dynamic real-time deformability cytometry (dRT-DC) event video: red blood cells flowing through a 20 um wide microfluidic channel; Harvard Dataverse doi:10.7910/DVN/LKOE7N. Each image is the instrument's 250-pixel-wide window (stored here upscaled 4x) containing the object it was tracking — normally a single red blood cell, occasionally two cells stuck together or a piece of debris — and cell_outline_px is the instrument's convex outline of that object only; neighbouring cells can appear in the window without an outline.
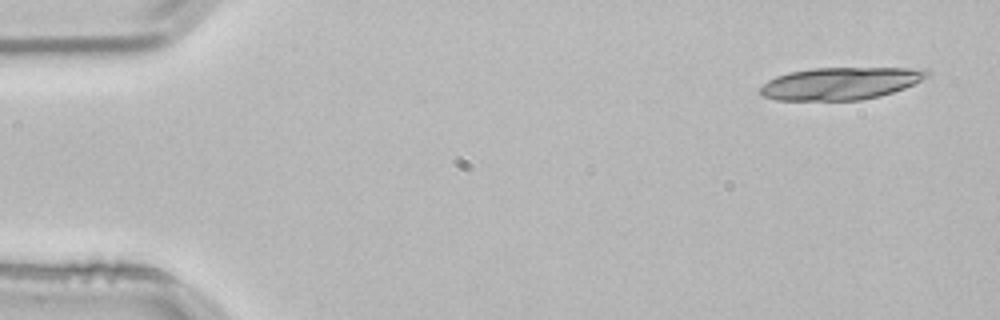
{"species": "common noctule bat (a hibernating species)", "species_latin": "Nyctalus noctula", "temperature_condition": "room temperature", "stored_images_in_passage": 4, "camera_frame_rate_fps": 3000, "um_per_image_px": 0.085, "animal": {"sex": "male", "body_mass_g": 21.5, "forearm_length_mm": 52.0}, "frame": {"image": 1, "passage_image": 1, "time_ms": 0.0, "image_size_px": [1000, 320], "cell_outline_px": [[932, 72], [928, 76], [904, 88], [880, 96], [860, 100], [776, 100], [764, 96], [760, 92], [760, 88], [768, 80], [776, 76], [788, 72], [812, 68], [924, 68]], "centroid_in_image_um": [71.44, 7.08], "position_along_channel_um": 13.6, "area_um2": 31.39}}
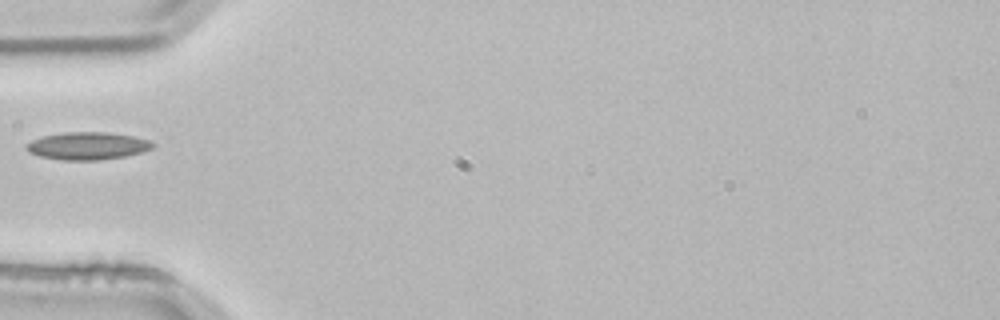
{"frame": {"image": 2, "passage_image": 4, "time_ms": 1.0, "image_size_px": [1000, 320], "cell_outline_px": [[156, 144], [152, 148], [140, 152], [124, 156], [96, 160], [64, 160], [40, 156], [24, 148], [24, 144], [32, 140], [44, 136], [64, 132], [108, 132], [136, 136], [148, 140]], "centroid_in_image_um": [7.45, 12.38], "position_along_channel_um": 77.6, "area_um2": 20.17}}